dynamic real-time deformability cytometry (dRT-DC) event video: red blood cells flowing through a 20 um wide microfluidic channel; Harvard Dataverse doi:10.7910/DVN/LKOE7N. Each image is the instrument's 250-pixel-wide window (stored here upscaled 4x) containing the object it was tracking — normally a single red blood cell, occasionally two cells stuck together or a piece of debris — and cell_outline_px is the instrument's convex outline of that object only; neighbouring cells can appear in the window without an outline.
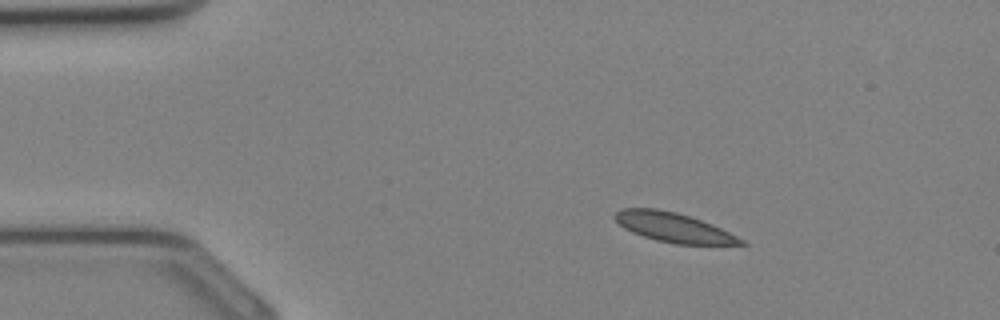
{"species": "Egyptian fruit bat (a non-hibernating species)", "species_latin": "Rousettus aegyptiacus", "temperature_condition": "cold", "stored_images_in_passage": 29, "camera_frame_rate_fps": 3000, "um_per_image_px": 0.085, "animal": {"sex": "female"}, "frame": {"image": 1, "passage_image": 1, "time_ms": 0.0, "image_size_px": [1000, 320], "cell_outline_px": [[748, 244], [676, 244], [656, 240], [632, 232], [624, 228], [612, 216], [620, 208], [656, 208], [676, 212], [712, 224], [744, 240]], "centroid_in_image_um": [57.2, 19.32], "position_along_channel_um": 27.8, "area_um2": 21.33}}
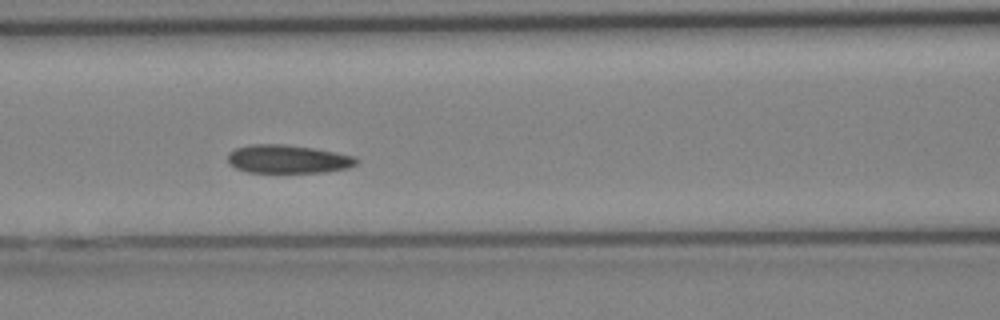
{"frame": {"image": 2, "passage_image": 10, "time_ms": 3.0, "image_size_px": [1000, 320], "cell_outline_px": [[360, 160], [356, 164], [348, 168], [324, 172], [248, 172], [236, 168], [228, 164], [228, 152], [236, 148], [252, 144], [284, 144], [312, 148], [356, 156]], "centroid_in_image_um": [24.47, 13.52], "position_along_channel_um": 142.1, "area_um2": 21.27}}
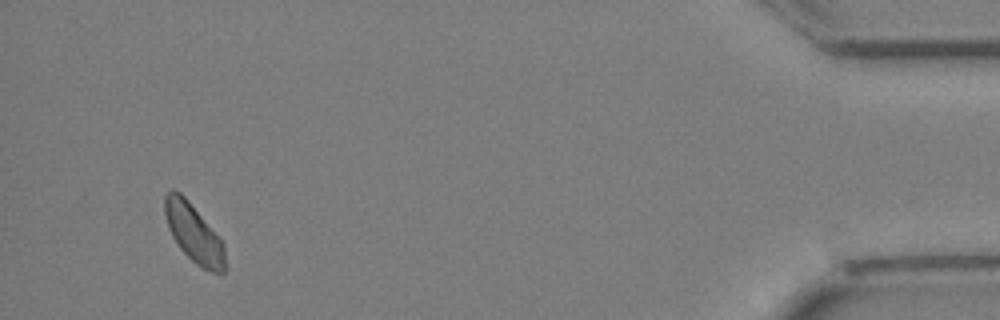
{"frame": {"image": 3, "passage_image": 28, "time_ms": 9.0, "image_size_px": [1000, 320], "cell_outline_px": [[228, 268], [224, 272], [212, 272], [196, 264], [180, 248], [172, 236], [168, 228], [164, 212], [164, 196], [172, 188], [180, 192], [188, 200], [224, 244]], "centroid_in_image_um": [16.48, 19.83], "position_along_channel_um": 418.7, "area_um2": 20.46}}